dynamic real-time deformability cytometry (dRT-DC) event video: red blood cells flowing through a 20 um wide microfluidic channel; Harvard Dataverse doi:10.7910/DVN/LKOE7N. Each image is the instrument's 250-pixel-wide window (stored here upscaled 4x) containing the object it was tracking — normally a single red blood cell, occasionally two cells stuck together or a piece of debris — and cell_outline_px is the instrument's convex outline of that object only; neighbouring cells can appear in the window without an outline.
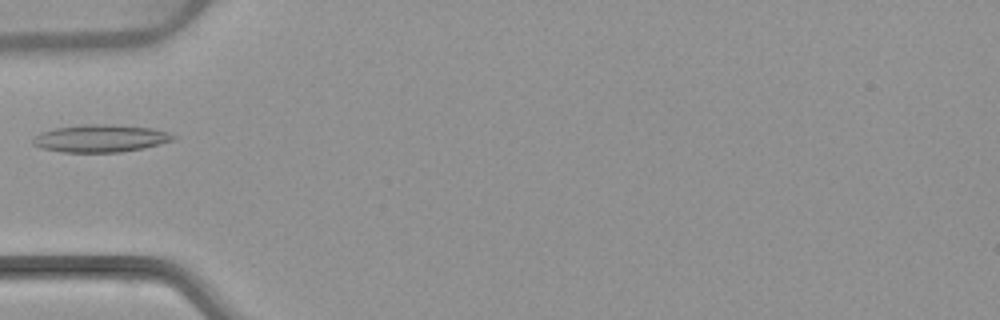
{"species": "common noctule bat (a hibernating species)", "species_latin": "Nyctalus noctula", "temperature_condition": "warm", "stored_images_in_passage": 5, "camera_frame_rate_fps": 3000, "um_per_image_px": 0.085, "animal": {"sex": "female", "body_mass_g": 22.7, "forearm_length_mm": 54.2}, "frame": {"image": 1, "passage_image": 5, "time_ms": 5.667, "image_size_px": [1000, 320], "cell_outline_px": [[176, 136], [172, 140], [144, 148], [120, 152], [60, 152], [40, 148], [32, 144], [32, 140], [40, 132], [56, 128], [84, 124], [108, 124], [152, 128], [168, 132]], "centroid_in_image_um": [8.51, 11.76], "position_along_channel_um": 76.5, "area_um2": 22.43}}